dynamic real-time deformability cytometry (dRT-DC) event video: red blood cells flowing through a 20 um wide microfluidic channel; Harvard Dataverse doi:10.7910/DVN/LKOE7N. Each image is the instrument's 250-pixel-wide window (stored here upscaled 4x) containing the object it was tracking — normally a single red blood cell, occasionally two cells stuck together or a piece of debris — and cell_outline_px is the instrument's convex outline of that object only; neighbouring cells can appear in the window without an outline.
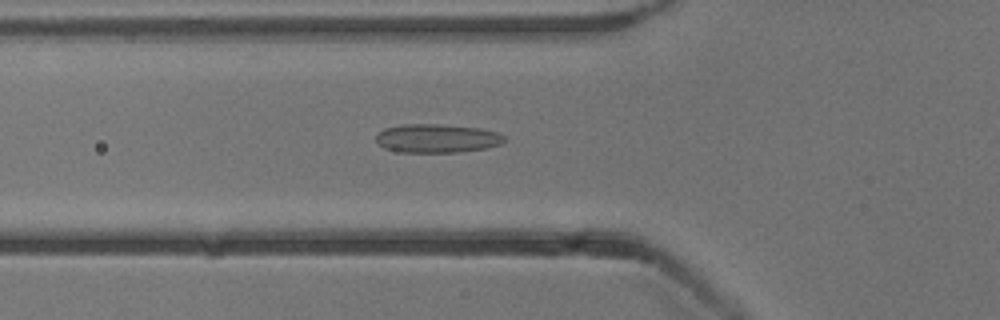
{"species": "common noctule bat (a hibernating species)", "species_latin": "Nyctalus noctula", "temperature_condition": "cold", "stored_images_in_passage": 53, "camera_frame_rate_fps": 3000, "um_per_image_px": 0.085, "animal": {"sex": "male", "body_mass_g": 13.3}, "frame": {"image": 1, "passage_image": 19, "time_ms": 6.0, "image_size_px": [1000, 320], "cell_outline_px": [[504, 140], [500, 144], [484, 148], [456, 152], [404, 152], [384, 148], [376, 140], [376, 136], [384, 128], [404, 124], [440, 124], [480, 128], [496, 132], [504, 136]], "centroid_in_image_um": [37.13, 11.75], "position_along_channel_um": 88.7, "area_um2": 21.15}}
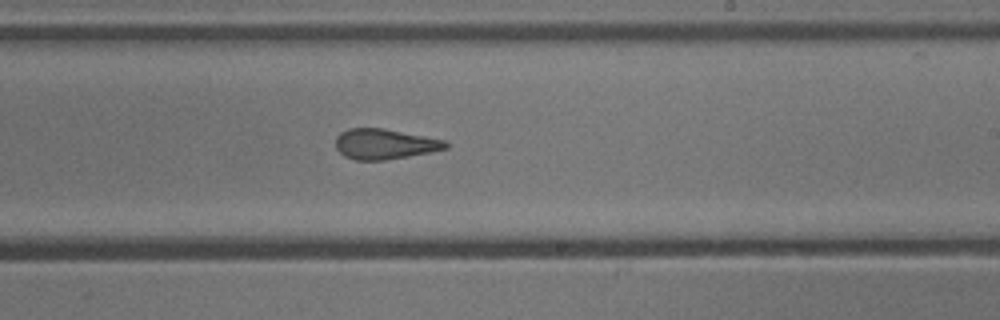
{"frame": {"image": 2, "passage_image": 32, "time_ms": 10.333, "image_size_px": [1000, 320], "cell_outline_px": [[452, 144], [448, 148], [408, 156], [384, 160], [356, 160], [344, 156], [336, 148], [336, 136], [340, 132], [348, 128], [384, 128], [448, 140]], "centroid_in_image_um": [32.73, 12.23], "position_along_channel_um": 256.3, "area_um2": 19.65}}
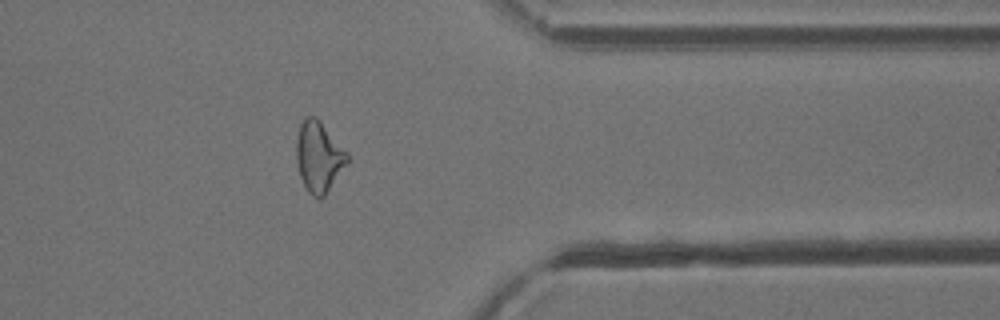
{"frame": {"image": 3, "passage_image": 43, "time_ms": 14.0, "image_size_px": [1000, 320], "cell_outline_px": [[348, 164], [324, 196], [312, 196], [308, 192], [300, 176], [296, 160], [296, 140], [300, 124], [308, 116], [316, 116], [320, 120], [348, 152]], "centroid_in_image_um": [27.11, 13.3], "position_along_channel_um": 384.3, "area_um2": 20.92}, "authors_computed_cell_mechanics": {"area_um2": 21.097, "velocity_mm_per_s": 3.8455, "shape_relaxation_time_tau1_ms": null, "shape_relaxation_time_tau2_ms": 1.7204, "deformation_change_tau1": null, "deformation_change_tau2": 0.1006}}